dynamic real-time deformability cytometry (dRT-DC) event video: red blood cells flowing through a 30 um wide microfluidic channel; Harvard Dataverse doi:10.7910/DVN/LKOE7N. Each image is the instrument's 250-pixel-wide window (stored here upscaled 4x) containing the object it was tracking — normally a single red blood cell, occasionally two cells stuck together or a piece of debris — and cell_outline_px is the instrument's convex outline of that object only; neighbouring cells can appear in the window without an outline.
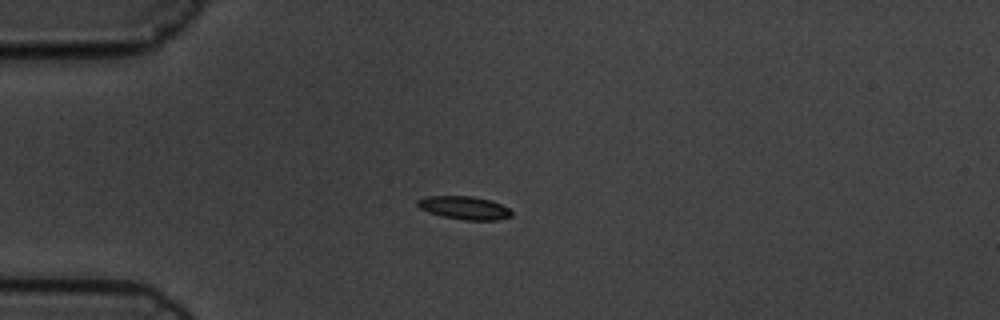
{"species": "common noctule bat (a hibernating species)", "species_latin": "Nyctalus noctula", "temperature_condition": "cold", "stored_images_in_passage": 6, "camera_frame_rate_fps": 3000, "um_per_image_px": 0.085, "animal": {"sex": "male", "body_mass_g": 19.5, "forearm_length_mm": 54.6}, "frame": {"image": 1, "passage_image": 3, "time_ms": 0.667, "image_size_px": [1000, 320], "cell_outline_px": [[512, 216], [496, 220], [464, 220], [440, 216], [428, 212], [420, 208], [416, 204], [416, 200], [424, 196], [472, 196], [492, 200], [508, 208], [512, 212]], "centroid_in_image_um": [39.44, 17.66], "position_along_channel_um": 45.6, "area_um2": 12.83}}
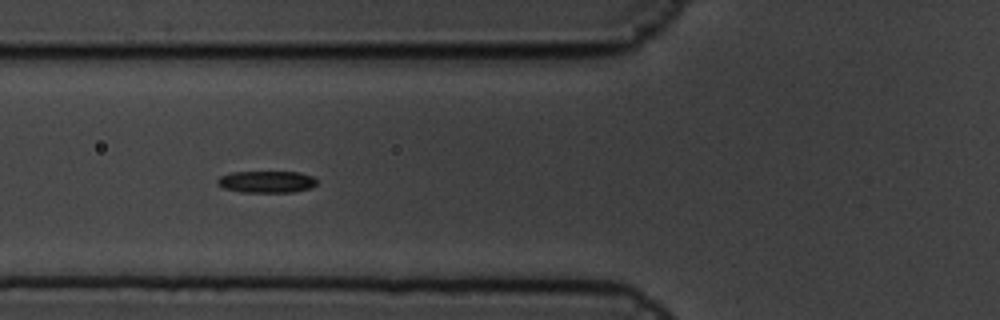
{"frame": {"image": 2, "passage_image": 5, "time_ms": 1.333, "image_size_px": [1000, 320], "cell_outline_px": [[316, 184], [312, 188], [292, 192], [244, 192], [224, 188], [216, 184], [216, 180], [220, 176], [232, 172], [300, 172], [312, 176], [316, 180]], "centroid_in_image_um": [22.65, 15.45], "position_along_channel_um": 103.1, "area_um2": 12.66}}
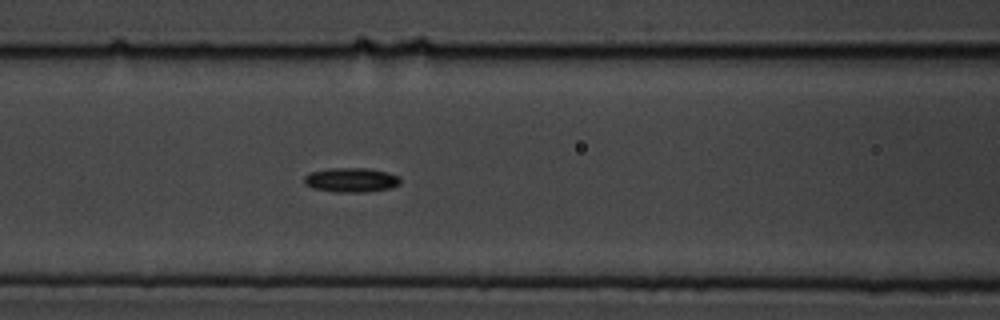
{"frame": {"image": 3, "passage_image": 6, "time_ms": 1.667, "image_size_px": [1000, 320], "cell_outline_px": [[400, 184], [388, 188], [364, 192], [332, 192], [312, 188], [304, 184], [304, 176], [312, 172], [332, 168], [368, 168], [388, 172], [400, 176]], "centroid_in_image_um": [29.84, 15.3], "position_along_channel_um": 136.8, "area_um2": 13.7}}